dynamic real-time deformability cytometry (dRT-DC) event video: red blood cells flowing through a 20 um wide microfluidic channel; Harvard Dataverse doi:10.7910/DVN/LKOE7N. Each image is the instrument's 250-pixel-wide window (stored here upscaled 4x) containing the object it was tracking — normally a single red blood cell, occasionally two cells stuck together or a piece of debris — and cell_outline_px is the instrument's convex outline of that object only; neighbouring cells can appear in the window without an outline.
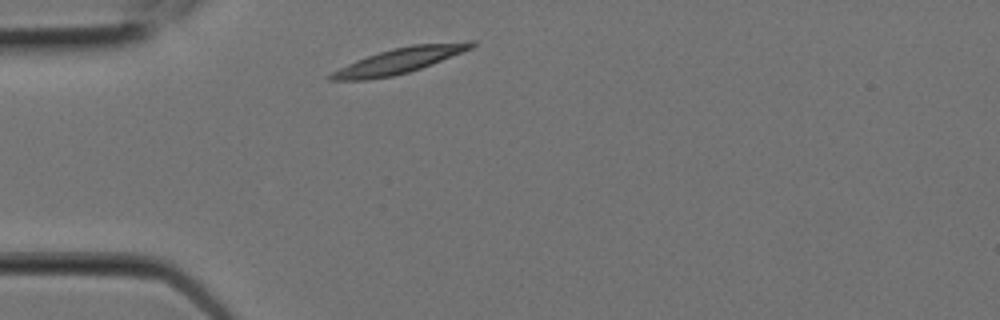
{"species": "Egyptian fruit bat (a non-hibernating species)", "species_latin": "Rousettus aegyptiacus", "temperature_condition": "room temperature", "stored_images_in_passage": 5, "camera_frame_rate_fps": 3000, "um_per_image_px": 0.085, "animal": {"sex": "female"}, "frame": {"image": 1, "passage_image": 1, "time_ms": 0.0, "image_size_px": [1000, 320], "cell_outline_px": [[476, 44], [472, 48], [432, 64], [408, 72], [392, 76], [368, 80], [328, 80], [328, 76], [332, 72], [356, 60], [392, 48], [412, 44], [468, 40], [476, 40]], "centroid_in_image_um": [34.0, 5.13], "position_along_channel_um": 51.0, "area_um2": 20.92}}
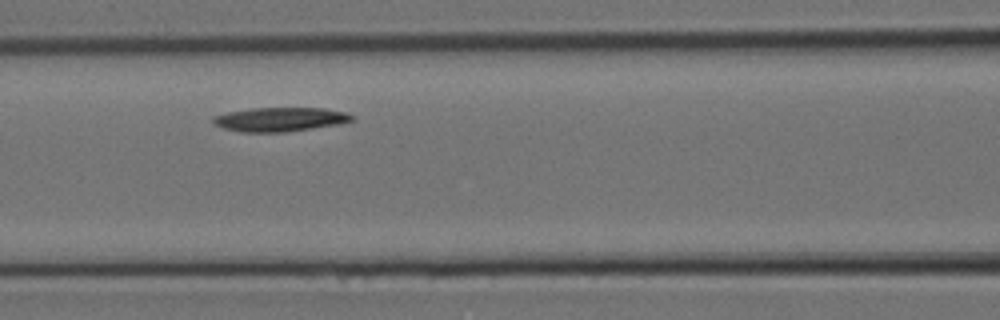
{"frame": {"image": 2, "passage_image": 4, "time_ms": 1.0, "image_size_px": [1000, 320], "cell_outline_px": [[356, 120], [340, 124], [284, 132], [244, 132], [224, 128], [212, 124], [212, 116], [228, 112], [252, 108], [324, 108], [348, 112], [356, 116]], "centroid_in_image_um": [23.85, 10.14], "position_along_channel_um": 142.7, "area_um2": 19.65}}
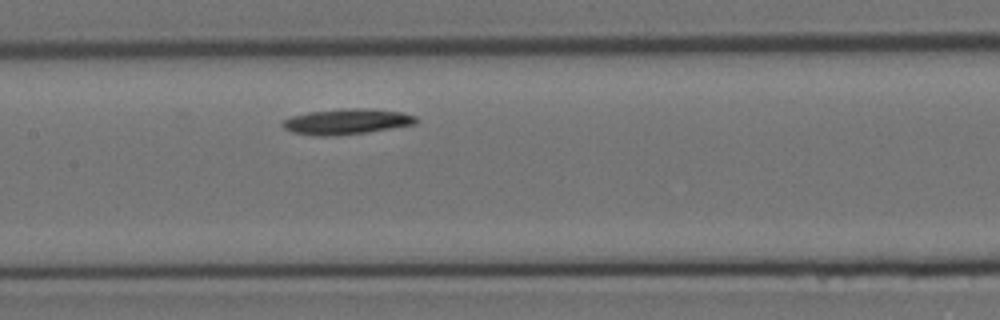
{"frame": {"image": 3, "passage_image": 5, "time_ms": 1.333, "image_size_px": [1000, 320], "cell_outline_px": [[420, 120], [416, 124], [368, 132], [336, 136], [320, 136], [292, 132], [284, 128], [280, 124], [280, 120], [292, 116], [308, 112], [348, 108], [368, 108], [404, 112], [416, 116]], "centroid_in_image_um": [29.48, 10.33], "position_along_channel_um": 177.9, "area_um2": 20.17}}